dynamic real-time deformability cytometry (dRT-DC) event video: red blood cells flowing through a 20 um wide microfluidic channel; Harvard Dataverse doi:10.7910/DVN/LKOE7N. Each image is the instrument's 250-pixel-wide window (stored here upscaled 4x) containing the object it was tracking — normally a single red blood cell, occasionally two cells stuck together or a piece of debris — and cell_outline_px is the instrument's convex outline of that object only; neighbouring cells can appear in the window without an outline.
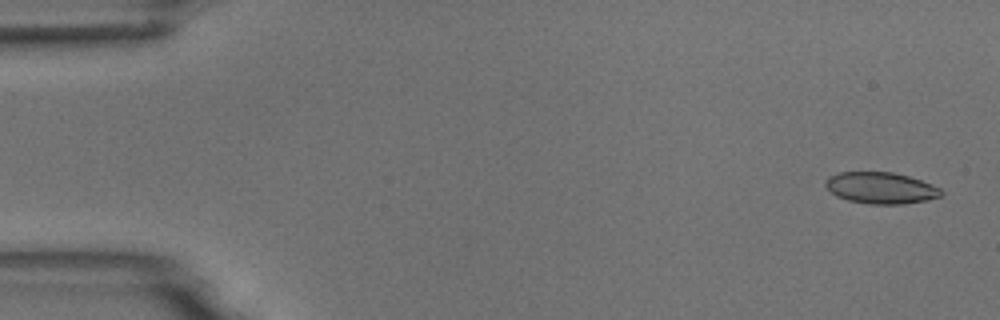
{"species": "common noctule bat (a hibernating species)", "species_latin": "Nyctalus noctula", "temperature_condition": "room temperature", "stored_images_in_passage": 5, "camera_frame_rate_fps": 3000, "um_per_image_px": 0.085, "animal": {"sex": "male", "body_mass_g": 18.8}, "frame": {"image": 1, "passage_image": 1, "time_ms": 0.0, "image_size_px": [1000, 320], "cell_outline_px": [[944, 192], [940, 196], [928, 200], [904, 204], [868, 204], [848, 200], [836, 196], [824, 184], [824, 180], [828, 176], [840, 172], [892, 172], [908, 176], [932, 184], [940, 188]], "centroid_in_image_um": [74.87, 15.98], "position_along_channel_um": 10.1, "area_um2": 21.27}}
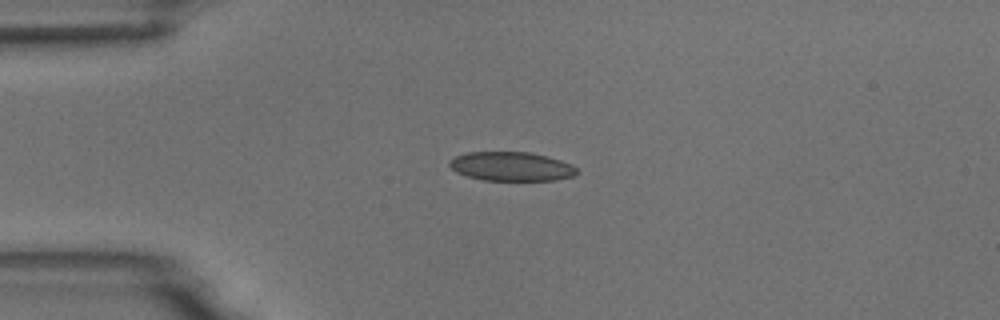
{"frame": {"image": 2, "passage_image": 4, "time_ms": 3.667, "image_size_px": [1000, 320], "cell_outline_px": [[580, 172], [572, 176], [556, 180], [484, 180], [468, 176], [456, 172], [448, 164], [448, 160], [456, 156], [468, 152], [528, 152], [548, 156], [572, 164]], "centroid_in_image_um": [43.47, 14.14], "position_along_channel_um": 41.5, "area_um2": 21.56}}